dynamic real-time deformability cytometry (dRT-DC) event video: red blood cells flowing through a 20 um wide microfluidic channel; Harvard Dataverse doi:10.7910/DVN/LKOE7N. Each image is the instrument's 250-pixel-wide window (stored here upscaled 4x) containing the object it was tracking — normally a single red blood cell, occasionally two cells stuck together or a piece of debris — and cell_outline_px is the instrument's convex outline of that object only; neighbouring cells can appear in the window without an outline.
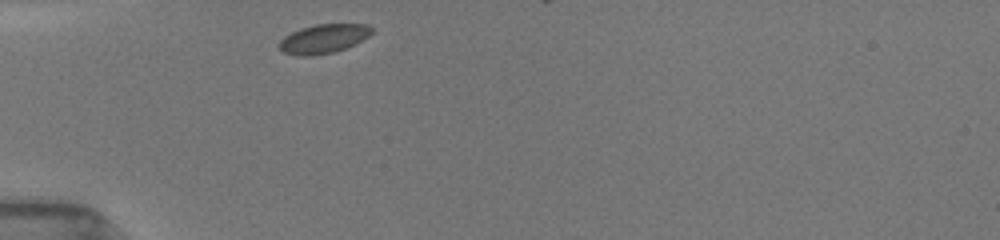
{"species": "common noctule bat (a hibernating species)", "species_latin": "Nyctalus noctula", "temperature_condition": "room temperature", "stored_images_in_passage": 9, "camera_frame_rate_fps": 3000, "um_per_image_px": 0.085, "animal": {"sex": "female", "body_mass_g": 19.5, "forearm_length_mm": 54.1}, "frame": {"image": 1, "passage_image": 1, "time_ms": 0.0, "image_size_px": [1000, 240], "cell_outline_px": [[372, 32], [368, 36], [356, 44], [332, 52], [312, 56], [300, 56], [284, 52], [280, 48], [280, 40], [284, 36], [300, 28], [316, 24], [368, 24], [372, 28]], "centroid_in_image_um": [27.51, 3.28], "position_along_channel_um": 57.5, "area_um2": 15.55}}
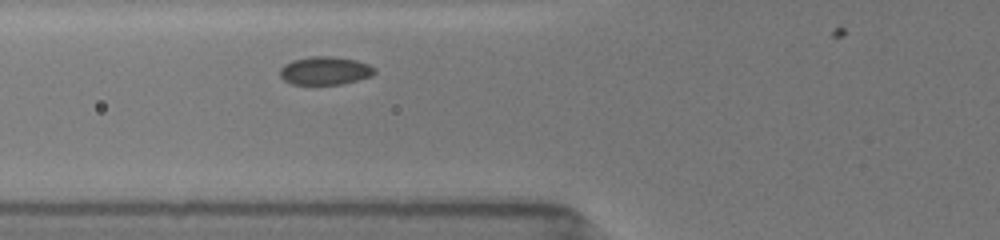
{"frame": {"image": 2, "passage_image": 5, "time_ms": 1.333, "image_size_px": [1000, 240], "cell_outline_px": [[376, 72], [372, 76], [340, 84], [292, 84], [284, 80], [280, 76], [280, 68], [284, 64], [292, 60], [308, 56], [332, 56], [356, 60], [368, 64], [376, 68]], "centroid_in_image_um": [27.62, 5.99], "position_along_channel_um": 98.2, "area_um2": 15.61}}
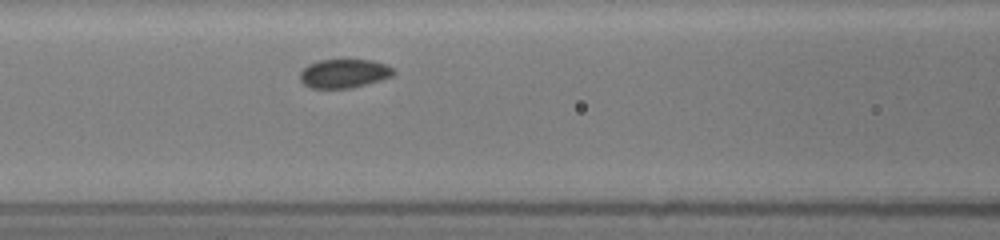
{"frame": {"image": 3, "passage_image": 8, "time_ms": 2.333, "image_size_px": [1000, 240], "cell_outline_px": [[396, 72], [392, 76], [380, 80], [352, 88], [312, 88], [304, 84], [300, 80], [300, 72], [308, 64], [320, 60], [372, 60], [384, 64], [392, 68]], "centroid_in_image_um": [29.23, 6.25], "position_along_channel_um": 137.4, "area_um2": 15.61}}